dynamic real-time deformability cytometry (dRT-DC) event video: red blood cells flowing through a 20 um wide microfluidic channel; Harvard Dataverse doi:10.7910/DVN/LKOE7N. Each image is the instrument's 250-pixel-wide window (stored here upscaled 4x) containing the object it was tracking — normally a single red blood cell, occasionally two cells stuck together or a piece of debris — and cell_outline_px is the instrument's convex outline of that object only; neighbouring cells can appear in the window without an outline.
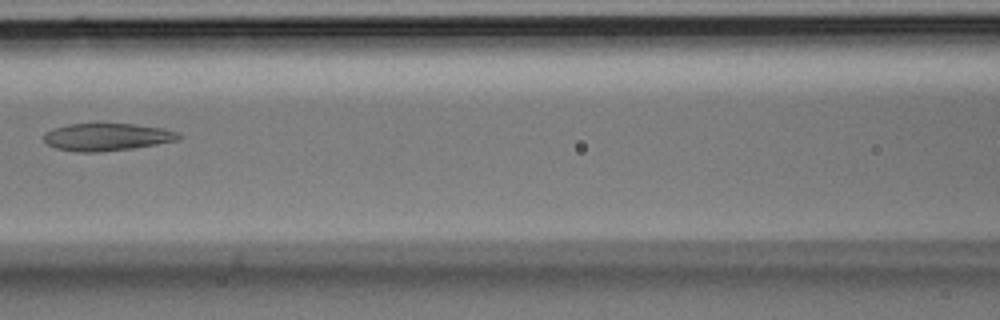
{"species": "Egyptian fruit bat (a non-hibernating species)", "species_latin": "Rousettus aegyptiacus", "temperature_condition": "room temperature", "stored_images_in_passage": 7, "camera_frame_rate_fps": 3000, "um_per_image_px": 0.085, "animal": {"sex": "male"}, "frame": {"image": 1, "passage_image": 7, "time_ms": 2.0, "image_size_px": [1000, 320], "cell_outline_px": [[180, 140], [132, 148], [96, 152], [80, 152], [56, 148], [48, 144], [44, 140], [44, 132], [52, 128], [68, 124], [132, 124], [164, 128], [176, 132], [180, 136]], "centroid_in_image_um": [9.07, 11.64], "position_along_channel_um": 157.5, "area_um2": 21.39}}